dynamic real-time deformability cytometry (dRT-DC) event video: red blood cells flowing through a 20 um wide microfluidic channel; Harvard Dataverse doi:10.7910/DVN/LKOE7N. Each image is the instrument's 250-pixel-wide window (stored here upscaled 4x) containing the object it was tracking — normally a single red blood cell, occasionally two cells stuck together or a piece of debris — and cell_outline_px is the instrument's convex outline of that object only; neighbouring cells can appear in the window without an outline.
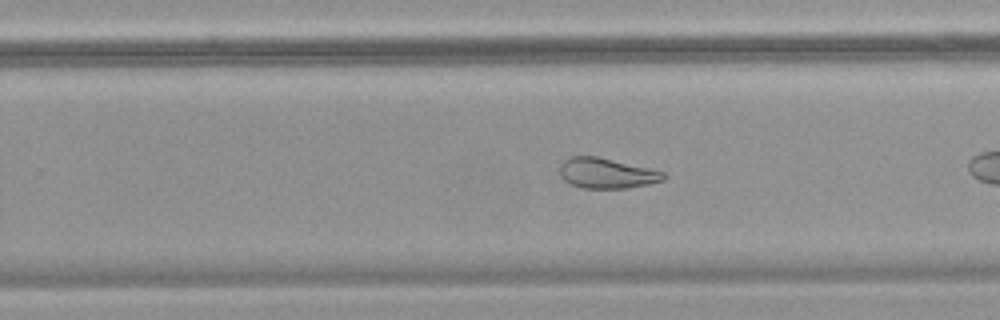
{"species": "common noctule bat (a hibernating species)", "species_latin": "Nyctalus noctula", "temperature_condition": "warm", "stored_images_in_passage": 23, "camera_frame_rate_fps": 3000, "um_per_image_px": 0.085, "animal": {"sex": "female", "body_mass_g": 18.4}, "frame": {"image": 1, "passage_image": 17, "time_ms": 5.333, "image_size_px": [1000, 320], "cell_outline_px": [[668, 176], [664, 180], [648, 184], [628, 188], [584, 188], [572, 184], [564, 180], [560, 176], [560, 168], [564, 160], [568, 156], [596, 156], [648, 168], [664, 172]], "centroid_in_image_um": [51.57, 14.72], "position_along_channel_um": 278.2, "area_um2": 18.21}}